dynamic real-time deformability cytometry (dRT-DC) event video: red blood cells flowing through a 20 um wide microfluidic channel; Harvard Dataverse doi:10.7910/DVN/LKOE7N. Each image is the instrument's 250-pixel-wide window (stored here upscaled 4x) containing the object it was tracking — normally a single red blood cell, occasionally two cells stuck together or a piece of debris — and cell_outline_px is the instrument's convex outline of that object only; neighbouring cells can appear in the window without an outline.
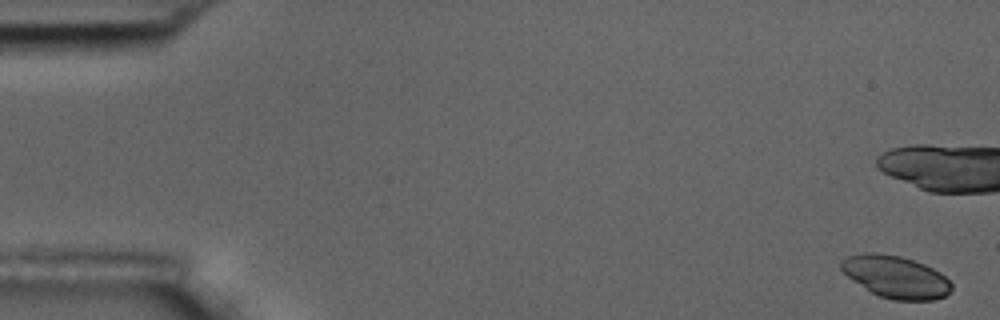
{"species": "common noctule bat (a hibernating species)", "species_latin": "Nyctalus noctula", "temperature_condition": "room temperature", "stored_images_in_passage": 16, "camera_frame_rate_fps": 3000, "um_per_image_px": 0.085, "animal": {"sex": "male", "body_mass_g": 17.5, "forearm_length_mm": 52.3}, "frame": {"image": 1, "passage_image": 1, "time_ms": 0.0, "image_size_px": [1000, 320], "cell_outline_px": [[952, 288], [944, 296], [936, 300], [892, 300], [880, 296], [872, 292], [848, 276], [840, 268], [840, 260], [848, 256], [864, 252], [876, 252], [900, 256], [924, 264], [940, 272], [952, 284]], "centroid_in_image_um": [76.14, 23.52], "position_along_channel_um": 8.9, "area_um2": 26.93}, "authors_computed_cell_mechanics": {"area_um2": 23.8425, "velocity_mm_per_s": 3.5265, "shape_relaxation_time_tau1_ms": 4.2682, "shape_relaxation_time_tau2_ms": null, "deformation_change_tau1": 0.1094, "deformation_change_tau2": null}}